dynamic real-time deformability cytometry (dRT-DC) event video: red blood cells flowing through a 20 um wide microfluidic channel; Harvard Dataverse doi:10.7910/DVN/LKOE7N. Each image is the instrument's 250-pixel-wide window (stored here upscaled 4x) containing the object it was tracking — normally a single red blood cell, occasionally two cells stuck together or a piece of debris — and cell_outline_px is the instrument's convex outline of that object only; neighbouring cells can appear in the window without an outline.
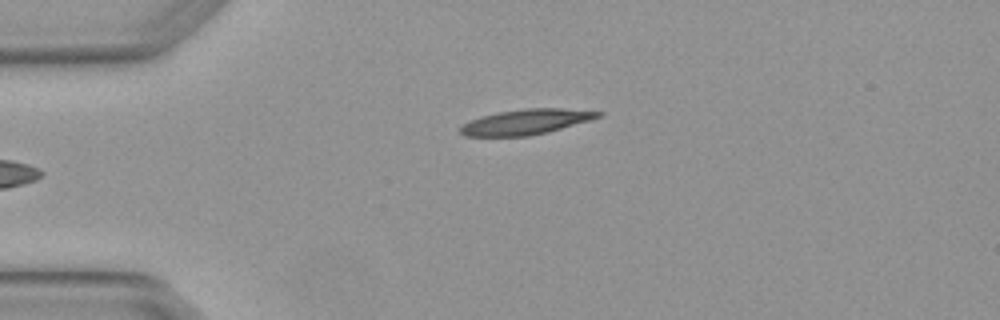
{"species": "Egyptian fruit bat (a non-hibernating species)", "species_latin": "Rousettus aegyptiacus", "temperature_condition": "warm", "stored_images_in_passage": 4, "camera_frame_rate_fps": 3000, "um_per_image_px": 0.085, "animal": {"sex": "female"}, "frame": {"image": 1, "passage_image": 4, "time_ms": 1.0, "image_size_px": [1000, 320], "cell_outline_px": [[604, 112], [600, 116], [588, 120], [548, 132], [528, 136], [464, 136], [460, 132], [460, 128], [468, 120], [480, 116], [496, 112], [524, 108], [560, 108]], "centroid_in_image_um": [44.64, 10.35], "position_along_channel_um": 40.4, "area_um2": 20.17}}